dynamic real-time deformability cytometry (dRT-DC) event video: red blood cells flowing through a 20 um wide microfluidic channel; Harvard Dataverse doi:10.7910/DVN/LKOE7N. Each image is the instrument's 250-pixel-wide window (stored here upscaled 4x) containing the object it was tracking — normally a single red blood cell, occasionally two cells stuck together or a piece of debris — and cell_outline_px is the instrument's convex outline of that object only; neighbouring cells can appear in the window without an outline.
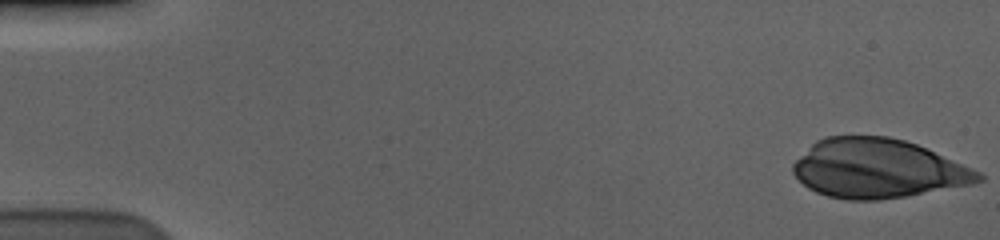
{"species": "human", "species_latin": "Homo sapiens", "temperature_condition": "cold", "stored_images_in_passage": 56, "camera_frame_rate_fps": 3000, "um_per_image_px": 0.085, "donor": {"sex": "male"}, "frame": {"image": 1, "passage_image": 1, "time_ms": 0.0, "image_size_px": [1000, 240], "cell_outline_px": [[984, 180], [968, 184], [904, 196], [880, 200], [848, 200], [828, 196], [816, 192], [808, 188], [792, 172], [792, 164], [816, 140], [824, 136], [888, 136], [904, 140], [916, 144], [980, 172], [984, 176]], "centroid_in_image_um": [74.56, 14.32], "position_along_channel_um": 10.4, "area_um2": 63.12}}